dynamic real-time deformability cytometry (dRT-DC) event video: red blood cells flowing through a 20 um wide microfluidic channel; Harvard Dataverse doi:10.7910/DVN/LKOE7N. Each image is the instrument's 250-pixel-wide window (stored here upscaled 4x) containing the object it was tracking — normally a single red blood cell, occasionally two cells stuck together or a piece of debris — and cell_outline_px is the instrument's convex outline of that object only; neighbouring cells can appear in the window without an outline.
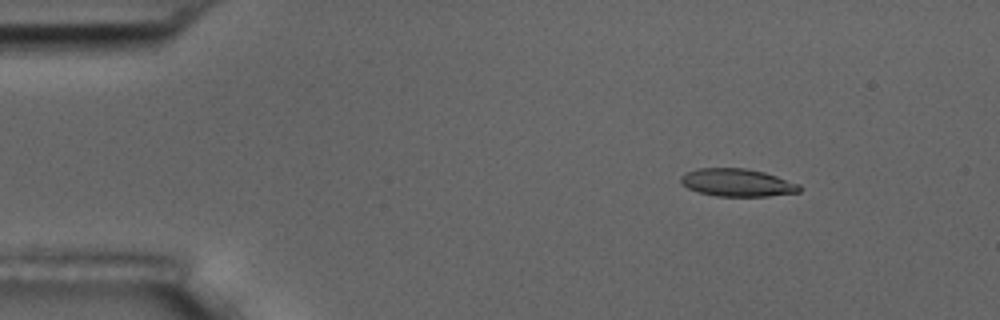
{"species": "common noctule bat (a hibernating species)", "species_latin": "Nyctalus noctula", "temperature_condition": "room temperature", "stored_images_in_passage": 4, "camera_frame_rate_fps": 3000, "um_per_image_px": 0.085, "animal": {"sex": "male", "body_mass_g": 17.5, "forearm_length_mm": 52.3}, "frame": {"image": 1, "passage_image": 2, "time_ms": 1.333, "image_size_px": [1000, 320], "cell_outline_px": [[804, 188], [800, 192], [768, 196], [716, 196], [700, 192], [688, 188], [680, 184], [680, 176], [684, 172], [696, 168], [744, 168], [764, 172], [800, 184]], "centroid_in_image_um": [62.66, 15.52], "position_along_channel_um": 22.3, "area_um2": 19.36}}